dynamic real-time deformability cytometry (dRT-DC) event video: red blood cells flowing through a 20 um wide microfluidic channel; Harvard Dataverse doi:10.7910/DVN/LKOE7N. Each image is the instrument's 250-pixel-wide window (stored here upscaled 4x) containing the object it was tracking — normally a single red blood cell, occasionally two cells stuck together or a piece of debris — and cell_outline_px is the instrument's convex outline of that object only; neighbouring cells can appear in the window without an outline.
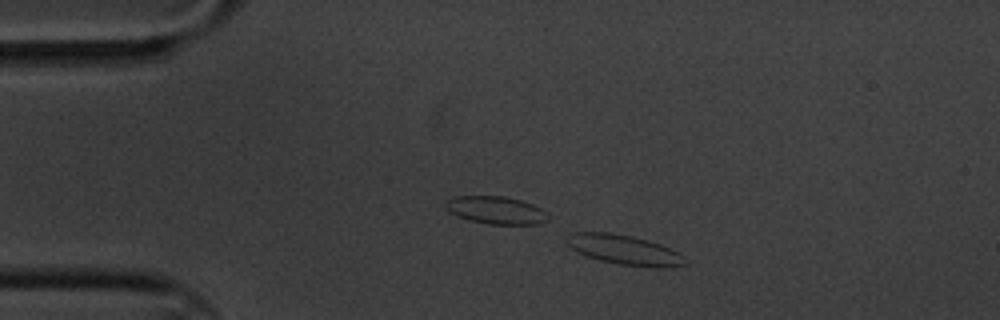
{"species": "common noctule bat (a hibernating species)", "species_latin": "Nyctalus noctula", "temperature_condition": "cold", "stored_images_in_passage": 50, "camera_frame_rate_fps": 3000, "um_per_image_px": 0.085, "animal": {"sex": "male", "body_mass_g": 20.1, "forearm_length_mm": 53.5}, "frame": {"image": 1, "passage_image": 1, "time_ms": 0.0, "image_size_px": [1000, 320], "cell_outline_px": [[688, 264], [672, 268], [656, 268], [620, 264], [600, 260], [584, 256], [576, 252], [564, 240], [572, 232], [608, 232], [632, 236], [660, 244], [684, 256], [688, 260]], "centroid_in_image_um": [53.08, 21.25], "position_along_channel_um": 31.9, "area_um2": 20.69}}
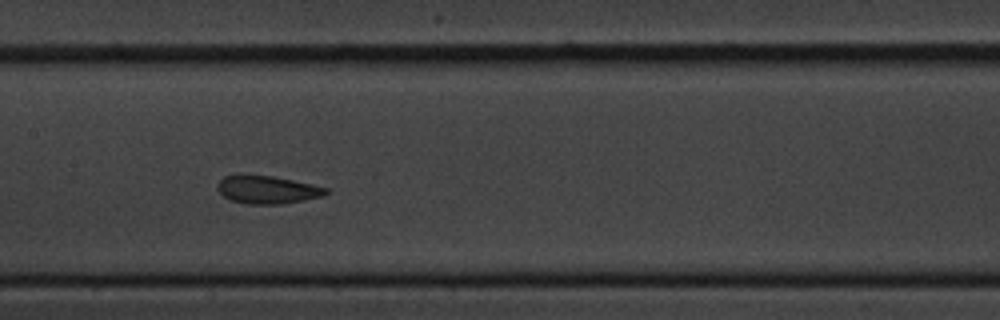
{"frame": {"image": 2, "passage_image": 19, "time_ms": 6.0, "image_size_px": [1000, 320], "cell_outline_px": [[328, 192], [324, 196], [284, 204], [244, 204], [232, 200], [224, 196], [216, 188], [216, 184], [224, 176], [240, 172], [248, 172], [272, 176], [312, 184], [328, 188]], "centroid_in_image_um": [22.67, 16.09], "position_along_channel_um": 184.7, "area_um2": 18.26}}
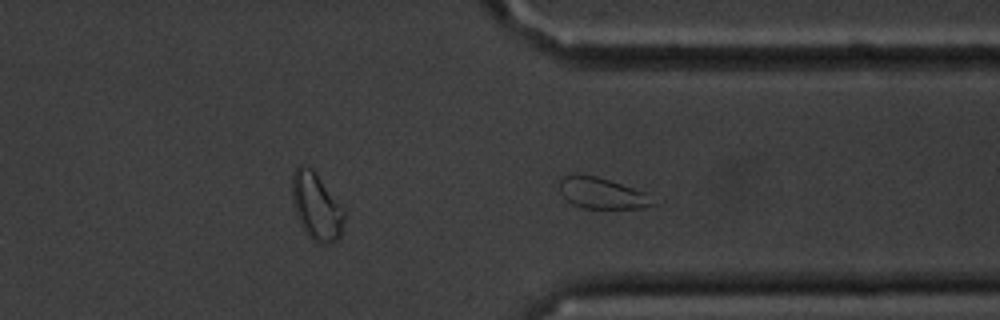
{"frame": {"image": 3, "passage_image": 35, "time_ms": 11.333, "image_size_px": [1000, 320], "cell_outline_px": [[656, 204], [644, 208], [580, 208], [572, 204], [564, 196], [560, 188], [560, 176], [576, 172], [596, 176], [648, 192], [656, 200]], "centroid_in_image_um": [51.2, 16.4], "position_along_channel_um": 360.2, "area_um2": 17.34}, "authors_computed_cell_mechanics": {"area_um2": 18.2648, "velocity_mm_per_s": 3.2907, "shape_relaxation_time_tau1_ms": 4.172, "shape_relaxation_time_tau2_ms": 2.4504, "deformation_change_tau1": 0.1171, "deformation_change_tau2": 0.0726}}